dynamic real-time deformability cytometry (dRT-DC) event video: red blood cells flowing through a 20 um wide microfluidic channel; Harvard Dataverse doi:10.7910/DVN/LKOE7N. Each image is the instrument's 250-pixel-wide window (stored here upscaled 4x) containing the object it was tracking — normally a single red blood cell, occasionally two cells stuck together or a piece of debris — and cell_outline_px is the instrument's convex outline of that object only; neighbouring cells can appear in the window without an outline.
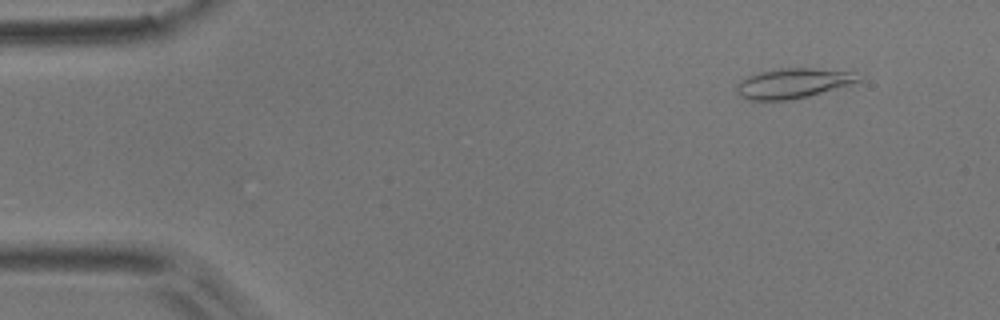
{"species": "common noctule bat (a hibernating species)", "species_latin": "Nyctalus noctula", "temperature_condition": "room temperature", "stored_images_in_passage": 3, "camera_frame_rate_fps": 3000, "um_per_image_px": 0.085, "animal": {"sex": "male", "body_mass_g": 17.9}, "frame": {"image": 1, "passage_image": 2, "time_ms": 0.333, "image_size_px": [1000, 320], "cell_outline_px": [[860, 80], [848, 84], [808, 96], [792, 100], [748, 100], [740, 96], [736, 92], [736, 84], [740, 80], [748, 76], [760, 72], [780, 68], [812, 68], [852, 72]], "centroid_in_image_um": [67.29, 7.09], "position_along_channel_um": 17.7, "area_um2": 20.87}}